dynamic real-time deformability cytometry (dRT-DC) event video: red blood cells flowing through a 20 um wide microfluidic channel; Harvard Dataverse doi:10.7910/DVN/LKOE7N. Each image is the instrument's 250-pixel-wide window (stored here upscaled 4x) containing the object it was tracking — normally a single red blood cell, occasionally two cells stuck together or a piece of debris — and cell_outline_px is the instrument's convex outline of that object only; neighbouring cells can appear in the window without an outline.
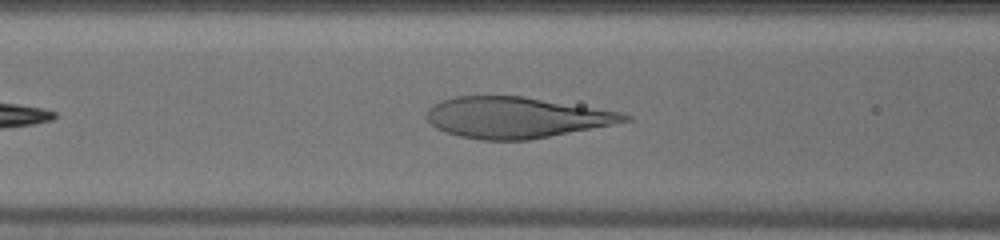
{"species": "human", "species_latin": "Homo sapiens", "temperature_condition": "warm", "stored_images_in_passage": 32, "camera_frame_rate_fps": 3000, "um_per_image_px": 0.085, "donor": {"sex": "male"}, "frame": {"image": 1, "passage_image": 7, "time_ms": 2.0, "image_size_px": [1000, 240], "cell_outline_px": [[632, 120], [612, 124], [528, 140], [480, 140], [460, 136], [436, 128], [428, 120], [428, 108], [432, 104], [440, 100], [456, 96], [524, 96], [624, 112], [632, 116]], "centroid_in_image_um": [43.88, 9.97], "position_along_channel_um": 122.7, "area_um2": 47.11}}
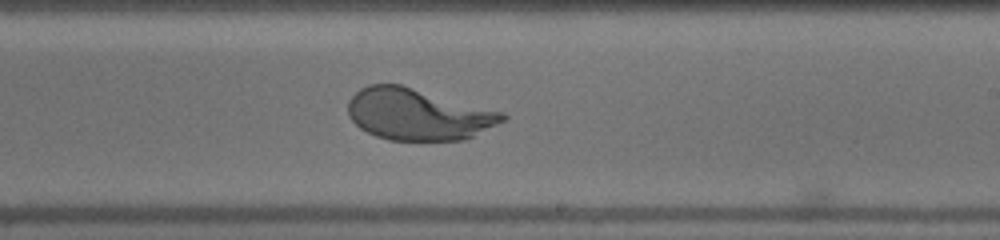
{"frame": {"image": 2, "passage_image": 16, "time_ms": 5.0, "image_size_px": [1000, 240], "cell_outline_px": [[508, 116], [504, 120], [464, 140], [388, 140], [376, 136], [360, 128], [348, 116], [348, 100], [360, 88], [368, 84], [400, 84], [504, 112]], "centroid_in_image_um": [35.5, 9.71], "position_along_channel_um": 253.5, "area_um2": 46.18}}
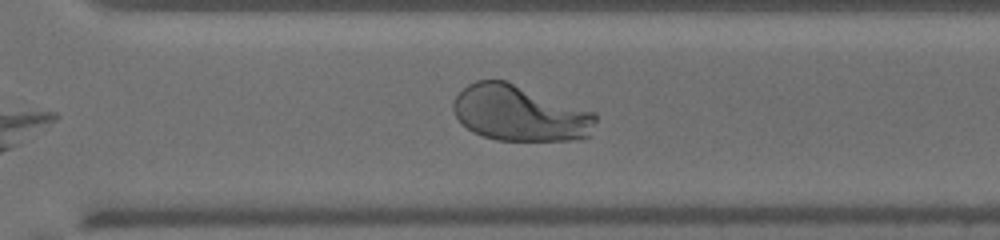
{"frame": {"image": 3, "passage_image": 21, "time_ms": 6.667, "image_size_px": [1000, 240], "cell_outline_px": [[596, 120], [588, 136], [584, 140], [496, 140], [472, 132], [460, 124], [452, 108], [452, 104], [456, 96], [468, 84], [476, 80], [504, 80], [596, 112]], "centroid_in_image_um": [44.17, 9.64], "position_along_channel_um": 326.4, "area_um2": 46.36}}